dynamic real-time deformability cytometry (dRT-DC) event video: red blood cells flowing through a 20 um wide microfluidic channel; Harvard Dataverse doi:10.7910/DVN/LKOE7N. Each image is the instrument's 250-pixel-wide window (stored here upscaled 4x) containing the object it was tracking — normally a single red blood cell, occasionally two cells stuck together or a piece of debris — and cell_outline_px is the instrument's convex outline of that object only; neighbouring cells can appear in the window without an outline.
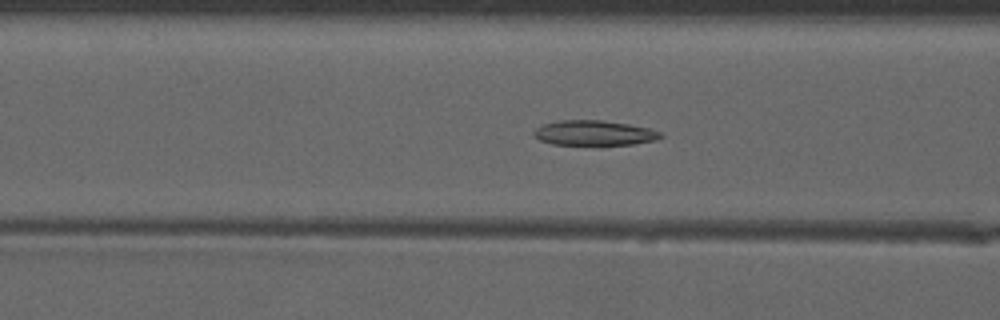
{"species": "common noctule bat (a hibernating species)", "species_latin": "Nyctalus noctula", "temperature_condition": "warm", "stored_images_in_passage": 35, "camera_frame_rate_fps": 3000, "um_per_image_px": 0.085, "animal": {"sex": "male", "forearm_length_mm": 52.5}, "frame": {"image": 1, "passage_image": 4, "time_ms": 1.0, "image_size_px": [1000, 320], "cell_outline_px": [[664, 136], [656, 140], [632, 144], [600, 148], [552, 144], [540, 140], [532, 132], [536, 128], [544, 124], [560, 120], [600, 120], [628, 124], [648, 128], [660, 132]], "centroid_in_image_um": [50.51, 11.36], "position_along_channel_um": 116.1, "area_um2": 19.31}}
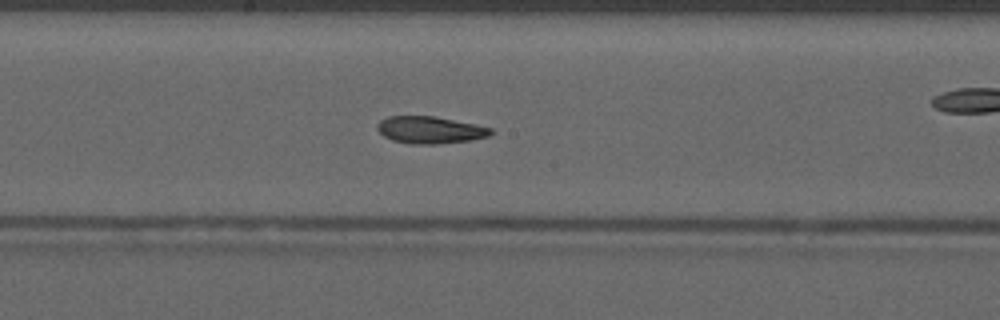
{"frame": {"image": 2, "passage_image": 11, "time_ms": 3.333, "image_size_px": [1000, 320], "cell_outline_px": [[492, 132], [488, 136], [468, 140], [436, 144], [412, 144], [392, 140], [384, 136], [376, 128], [376, 124], [380, 120], [388, 116], [432, 116], [492, 128]], "centroid_in_image_um": [36.48, 11.04], "position_along_channel_um": 211.7, "area_um2": 17.63}}
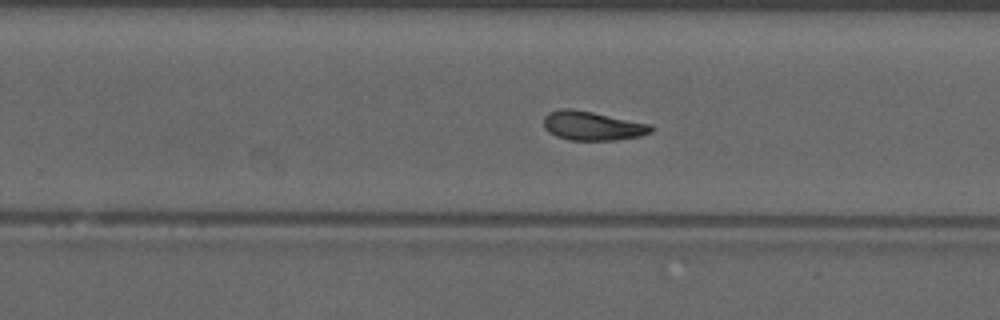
{"frame": {"image": 3, "passage_image": 16, "time_ms": 5.0, "image_size_px": [1000, 320], "cell_outline_px": [[652, 132], [640, 136], [616, 140], [572, 140], [556, 136], [548, 132], [544, 128], [544, 116], [548, 112], [560, 108], [568, 108], [592, 112], [652, 124]], "centroid_in_image_um": [50.34, 10.69], "position_along_channel_um": 279.5, "area_um2": 18.21}, "authors_computed_cell_mechanics": {"area_um2": 18.2648, "velocity_mm_per_s": 4.0877, "shape_relaxation_time_tau1_ms": 10.4335, "shape_relaxation_time_tau2_ms": 6.8541, "deformation_change_tau1": 0.2283, "deformation_change_tau2": 0.1494}}